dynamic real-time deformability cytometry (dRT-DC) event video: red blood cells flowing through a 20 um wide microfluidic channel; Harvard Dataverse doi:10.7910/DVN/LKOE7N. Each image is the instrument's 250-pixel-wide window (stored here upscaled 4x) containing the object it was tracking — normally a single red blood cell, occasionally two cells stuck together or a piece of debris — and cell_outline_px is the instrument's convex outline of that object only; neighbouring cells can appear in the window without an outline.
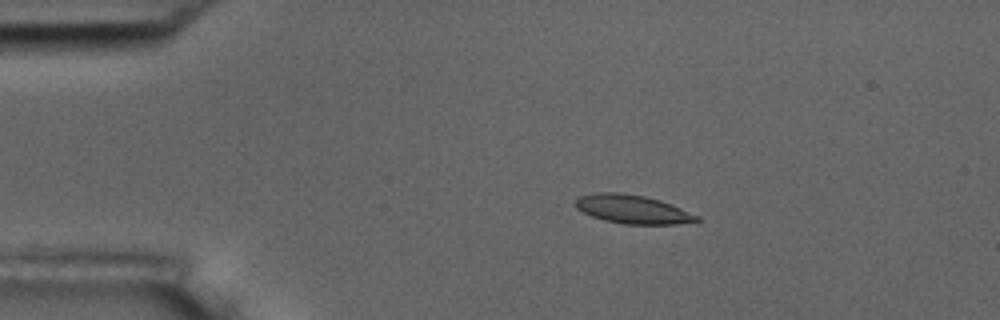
{"species": "common noctule bat (a hibernating species)", "species_latin": "Nyctalus noctula", "temperature_condition": "room temperature", "stored_images_in_passage": 4, "camera_frame_rate_fps": 3000, "um_per_image_px": 0.085, "animal": {"sex": "male", "body_mass_g": 17.5, "forearm_length_mm": 52.3}, "frame": {"image": 1, "passage_image": 1, "time_ms": 0.0, "image_size_px": [1000, 320], "cell_outline_px": [[700, 220], [676, 224], [624, 224], [604, 220], [592, 216], [576, 208], [572, 204], [580, 196], [592, 192], [620, 192], [644, 196], [660, 200], [700, 216]], "centroid_in_image_um": [53.72, 17.78], "position_along_channel_um": 31.3, "area_um2": 20.23}}
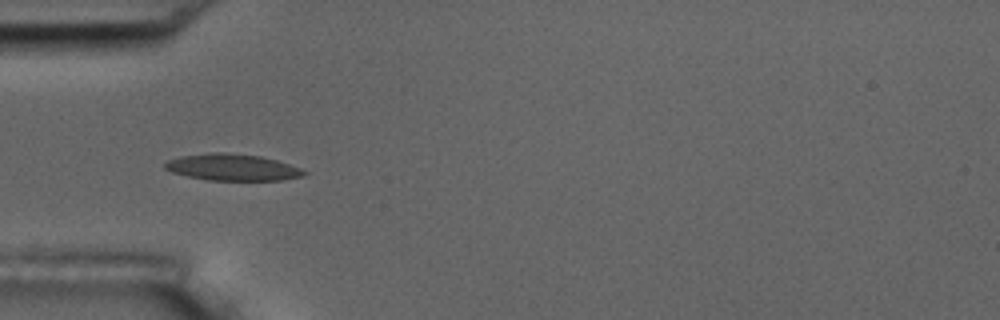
{"frame": {"image": 2, "passage_image": 3, "time_ms": 0.667, "image_size_px": [1000, 320], "cell_outline_px": [[308, 172], [304, 176], [280, 180], [208, 180], [188, 176], [172, 172], [164, 168], [164, 164], [168, 160], [180, 156], [212, 152], [224, 152], [260, 156], [276, 160], [300, 168]], "centroid_in_image_um": [19.75, 14.22], "position_along_channel_um": 65.3, "area_um2": 21.44}}